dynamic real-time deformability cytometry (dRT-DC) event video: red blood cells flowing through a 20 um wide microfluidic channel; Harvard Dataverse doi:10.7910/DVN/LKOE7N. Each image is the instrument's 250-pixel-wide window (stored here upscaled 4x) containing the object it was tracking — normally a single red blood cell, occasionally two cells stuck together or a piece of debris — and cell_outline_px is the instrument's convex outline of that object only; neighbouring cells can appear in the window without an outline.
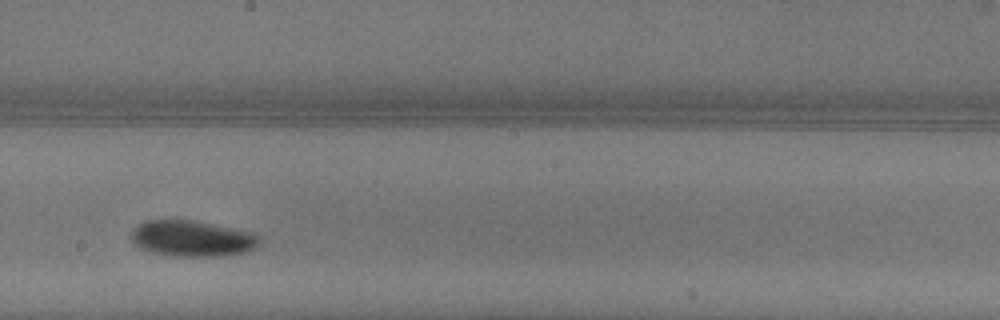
{"species": "common noctule bat (a hibernating species)", "species_latin": "Nyctalus noctula", "temperature_condition": "warm", "stored_images_in_passage": 33, "camera_frame_rate_fps": 3000, "um_per_image_px": 0.085, "animal": {"sex": "female"}, "frame": {"image": 1, "passage_image": 15, "time_ms": 4.667, "image_size_px": [1000, 320], "cell_outline_px": [[260, 240], [252, 248], [244, 252], [224, 256], [172, 256], [140, 248], [128, 236], [132, 228], [136, 224], [144, 220], [196, 220], [256, 232], [260, 236]], "centroid_in_image_um": [16.31, 20.24], "position_along_channel_um": 231.9, "area_um2": 27.22}, "authors_computed_cell_mechanics": {"area_um2": 25.0274, "velocity_mm_per_s": 4.0272, "shape_relaxation_time_tau1_ms": 2.5212, "shape_relaxation_time_tau2_ms": null, "deformation_change_tau1": 0.1325, "deformation_change_tau2": null}}